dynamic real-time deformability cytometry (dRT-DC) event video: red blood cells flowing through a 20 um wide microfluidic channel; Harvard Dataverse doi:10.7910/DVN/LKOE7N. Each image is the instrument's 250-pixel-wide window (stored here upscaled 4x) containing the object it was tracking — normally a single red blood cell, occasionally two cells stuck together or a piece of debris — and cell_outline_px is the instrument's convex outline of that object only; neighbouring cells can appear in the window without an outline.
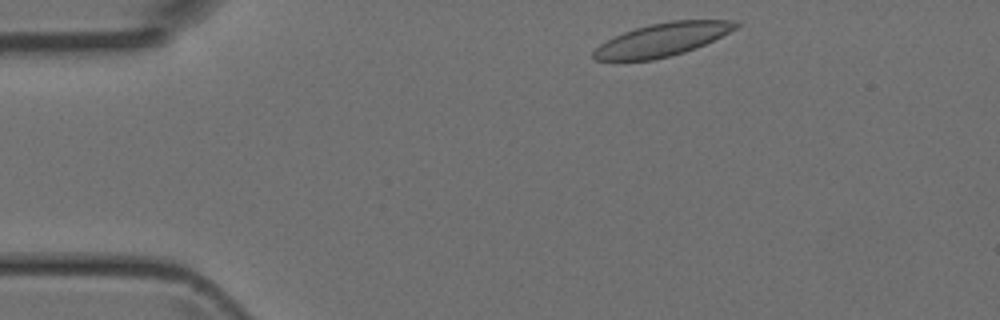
{"species": "Egyptian fruit bat (a non-hibernating species)", "species_latin": "Rousettus aegyptiacus", "temperature_condition": "room temperature", "stored_images_in_passage": 42, "camera_frame_rate_fps": 3000, "um_per_image_px": 0.085, "animal": {"sex": "female"}, "frame": {"image": 1, "passage_image": 2, "time_ms": 0.333, "image_size_px": [1000, 320], "cell_outline_px": [[740, 24], [736, 28], [696, 48], [684, 52], [652, 60], [596, 60], [592, 56], [592, 52], [600, 44], [624, 32], [636, 28], [652, 24], [672, 20], [732, 20]], "centroid_in_image_um": [56.28, 3.37], "position_along_channel_um": 28.7, "area_um2": 26.88}}
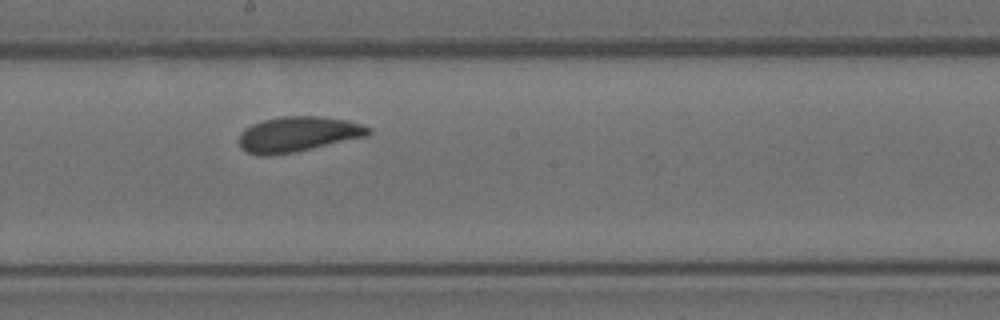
{"frame": {"image": 2, "passage_image": 20, "time_ms": 6.333, "image_size_px": [1000, 320], "cell_outline_px": [[372, 132], [368, 136], [292, 152], [268, 156], [260, 156], [248, 152], [240, 148], [240, 132], [244, 128], [252, 124], [264, 120], [280, 116], [320, 116], [348, 120], [372, 128]], "centroid_in_image_um": [25.33, 11.4], "position_along_channel_um": 222.9, "area_um2": 26.53}}
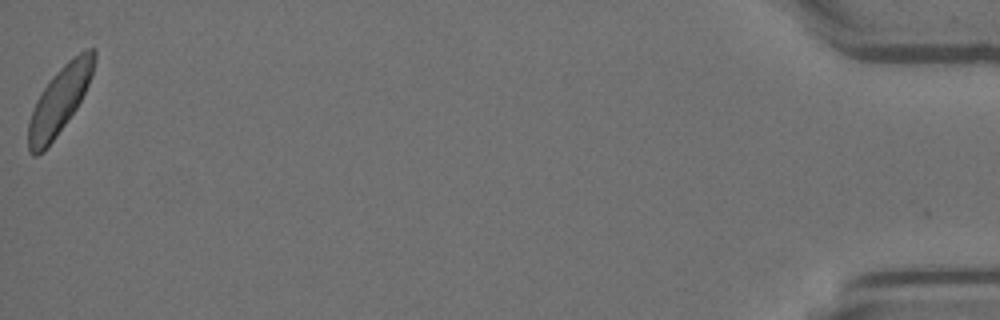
{"frame": {"image": 3, "passage_image": 42, "time_ms": 13.667, "image_size_px": [1000, 320], "cell_outline_px": [[96, 60], [92, 76], [76, 108], [56, 136], [44, 152], [36, 156], [32, 156], [28, 152], [28, 124], [36, 100], [40, 92], [52, 76], [68, 60], [80, 52], [88, 48], [96, 48]], "centroid_in_image_um": [5.05, 8.52], "position_along_channel_um": 430.2, "area_um2": 25.66}}